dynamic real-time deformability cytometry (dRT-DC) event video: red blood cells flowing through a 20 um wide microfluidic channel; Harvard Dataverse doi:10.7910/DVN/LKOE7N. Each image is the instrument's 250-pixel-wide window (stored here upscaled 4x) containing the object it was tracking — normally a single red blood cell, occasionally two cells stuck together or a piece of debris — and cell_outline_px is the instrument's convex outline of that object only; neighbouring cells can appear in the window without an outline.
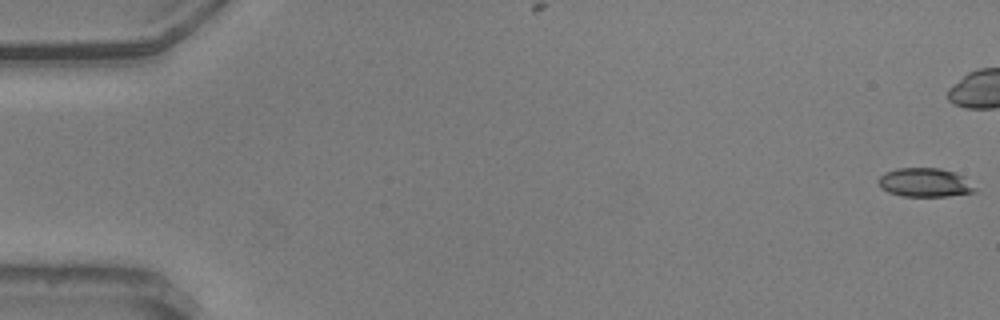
{"species": "common noctule bat (a hibernating species)", "species_latin": "Nyctalus noctula", "temperature_condition": "warm", "stored_images_in_passage": 15, "camera_frame_rate_fps": 3000, "um_per_image_px": 0.085, "animal": {"sex": "male", "body_mass_g": 20.5, "forearm_length_mm": 52.5}, "frame": {"image": 1, "passage_image": 1, "time_ms": 0.0, "image_size_px": [1000, 320], "cell_outline_px": [[980, 188], [976, 192], [948, 196], [900, 196], [888, 192], [880, 188], [876, 184], [876, 180], [884, 172], [896, 168], [940, 168], [956, 172], [964, 176]], "centroid_in_image_um": [78.64, 15.51], "position_along_channel_um": 6.4, "area_um2": 16.82}}